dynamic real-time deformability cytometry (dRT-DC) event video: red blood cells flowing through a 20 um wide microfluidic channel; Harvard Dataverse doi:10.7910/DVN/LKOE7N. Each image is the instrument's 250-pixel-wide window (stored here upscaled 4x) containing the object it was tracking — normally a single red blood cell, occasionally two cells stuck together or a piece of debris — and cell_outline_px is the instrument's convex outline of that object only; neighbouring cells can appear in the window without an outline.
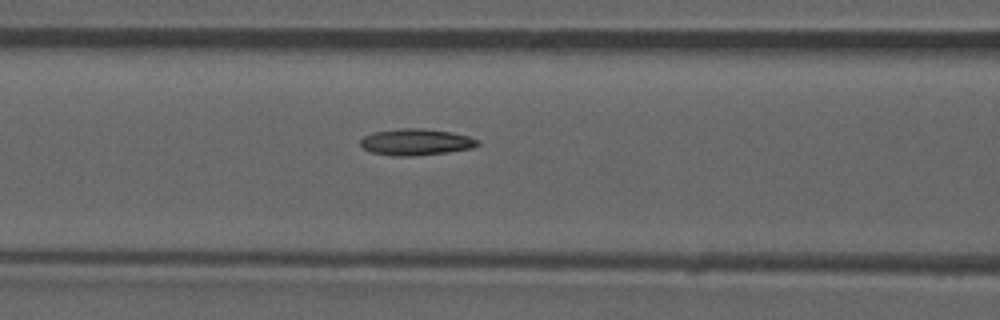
{"species": "common noctule bat (a hibernating species)", "species_latin": "Nyctalus noctula", "temperature_condition": "room temperature", "stored_images_in_passage": 44, "camera_frame_rate_fps": 3000, "um_per_image_px": 0.085, "animal": {"sex": "male", "forearm_length_mm": 52.5}, "frame": {"image": 1, "passage_image": 13, "time_ms": 4.0, "image_size_px": [1000, 320], "cell_outline_px": [[480, 144], [472, 148], [448, 152], [412, 156], [396, 156], [372, 152], [364, 148], [360, 144], [360, 140], [364, 136], [372, 132], [400, 128], [420, 128], [452, 132], [468, 136], [480, 140]], "centroid_in_image_um": [35.37, 12.06], "position_along_channel_um": 131.2, "area_um2": 18.09}, "authors_computed_cell_mechanics": {"area_um2": 17.1666, "velocity_mm_per_s": 3.9204, "shape_relaxation_time_tau1_ms": null, "shape_relaxation_time_tau2_ms": 6.7599, "deformation_change_tau1": null, "deformation_change_tau2": 0.146}}